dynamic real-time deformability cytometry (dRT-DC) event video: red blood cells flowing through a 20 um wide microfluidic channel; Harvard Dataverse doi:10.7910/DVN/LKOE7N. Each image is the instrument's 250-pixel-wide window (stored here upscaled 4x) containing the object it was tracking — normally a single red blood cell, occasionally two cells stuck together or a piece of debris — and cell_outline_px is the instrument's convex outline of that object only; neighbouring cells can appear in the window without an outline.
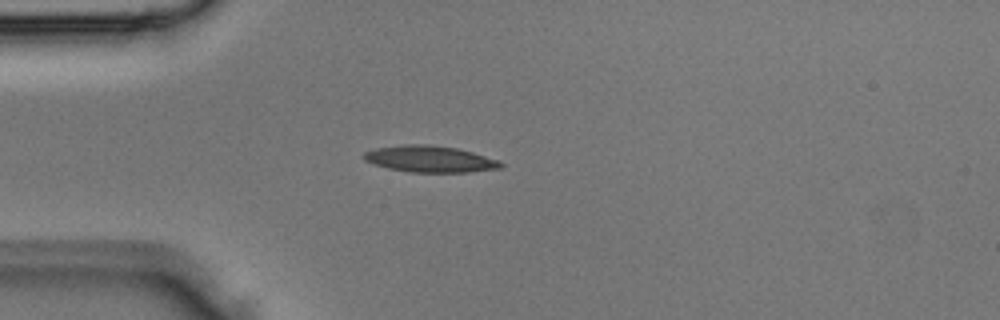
{"species": "Egyptian fruit bat (a non-hibernating species)", "species_latin": "Rousettus aegyptiacus", "temperature_condition": "room temperature", "stored_images_in_passage": 2, "camera_frame_rate_fps": 3000, "um_per_image_px": 0.085, "animal": {"sex": "male"}, "frame": {"image": 1, "passage_image": 2, "time_ms": 0.333, "image_size_px": [1000, 320], "cell_outline_px": [[504, 164], [500, 168], [468, 172], [412, 172], [388, 168], [364, 160], [364, 152], [376, 148], [404, 144], [432, 144], [460, 148], [500, 160]], "centroid_in_image_um": [36.59, 13.5], "position_along_channel_um": 48.4, "area_um2": 21.21}}